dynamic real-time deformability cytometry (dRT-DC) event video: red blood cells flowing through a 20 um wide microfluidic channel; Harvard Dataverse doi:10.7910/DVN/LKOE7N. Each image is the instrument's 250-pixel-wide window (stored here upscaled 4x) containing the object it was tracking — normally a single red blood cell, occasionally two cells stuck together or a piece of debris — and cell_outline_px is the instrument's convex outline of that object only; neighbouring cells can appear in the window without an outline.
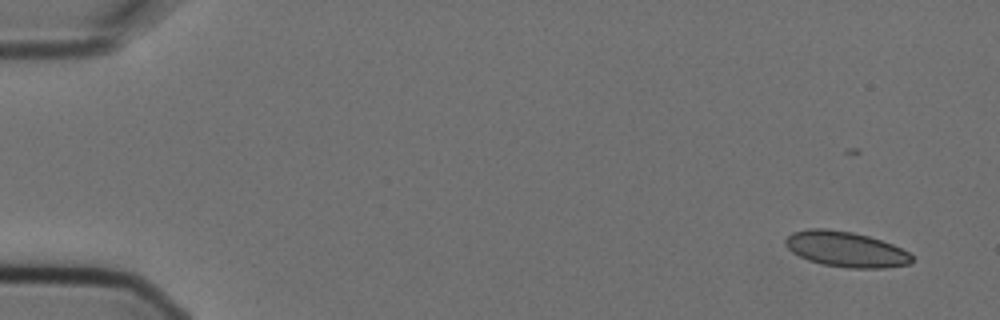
{"species": "Egyptian fruit bat (a non-hibernating species)", "species_latin": "Rousettus aegyptiacus", "temperature_condition": "cold", "stored_images_in_passage": 10, "camera_frame_rate_fps": 3000, "um_per_image_px": 0.085, "animal": {"sex": "female"}, "frame": {"image": 1, "passage_image": 1, "time_ms": 0.0, "image_size_px": [1000, 320], "cell_outline_px": [[912, 264], [884, 268], [848, 268], [824, 264], [808, 260], [792, 252], [784, 244], [784, 240], [792, 232], [808, 228], [824, 228], [852, 232], [868, 236], [892, 244], [908, 252], [912, 256]], "centroid_in_image_um": [71.88, 21.18], "position_along_channel_um": 13.1, "area_um2": 26.07}}
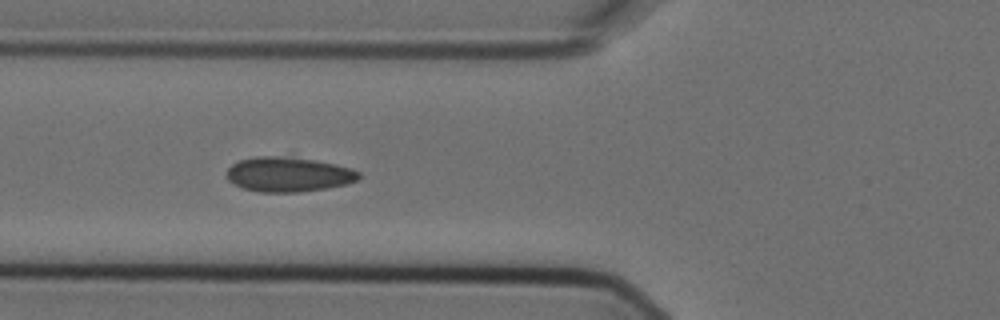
{"frame": {"image": 2, "passage_image": 5, "time_ms": 1.333, "image_size_px": [1000, 320], "cell_outline_px": [[360, 176], [356, 180], [348, 184], [300, 192], [260, 192], [244, 188], [228, 180], [228, 168], [232, 164], [240, 160], [256, 156], [284, 156], [316, 160], [336, 164], [352, 168], [360, 172]], "centroid_in_image_um": [24.54, 14.81], "position_along_channel_um": 101.3, "area_um2": 26.65}}
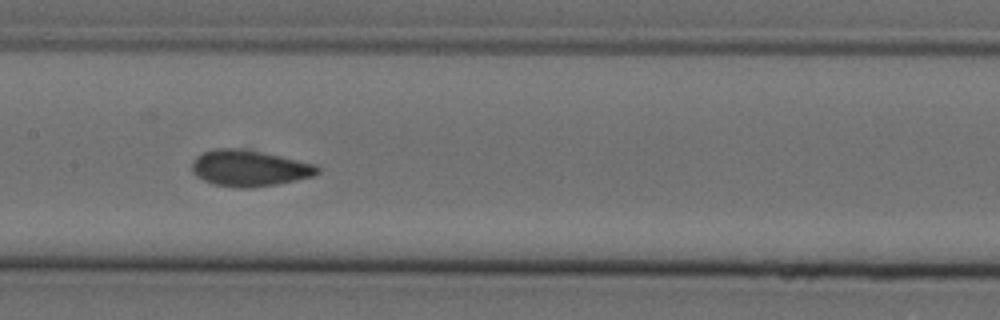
{"frame": {"image": 3, "passage_image": 7, "time_ms": 2.0, "image_size_px": [1000, 320], "cell_outline_px": [[320, 172], [312, 176], [296, 180], [276, 184], [252, 188], [240, 188], [212, 184], [196, 176], [192, 172], [192, 164], [196, 156], [204, 152], [216, 148], [248, 148], [316, 164], [320, 168]], "centroid_in_image_um": [21.2, 14.28], "position_along_channel_um": 186.2, "area_um2": 26.76}}